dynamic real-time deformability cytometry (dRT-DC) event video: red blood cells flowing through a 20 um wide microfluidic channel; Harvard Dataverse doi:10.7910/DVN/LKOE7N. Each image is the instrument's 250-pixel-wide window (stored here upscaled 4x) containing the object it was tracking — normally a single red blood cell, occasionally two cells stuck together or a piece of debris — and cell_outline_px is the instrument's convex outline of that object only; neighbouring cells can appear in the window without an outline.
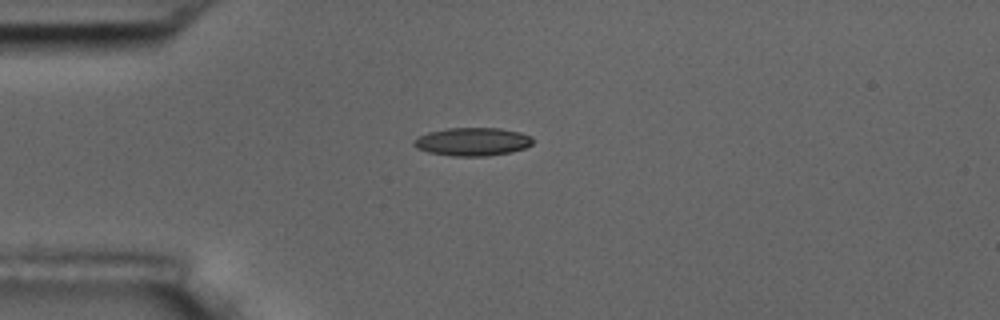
{"species": "common noctule bat (a hibernating species)", "species_latin": "Nyctalus noctula", "temperature_condition": "room temperature", "stored_images_in_passage": 43, "camera_frame_rate_fps": 3000, "um_per_image_px": 0.085, "animal": {"sex": "male", "body_mass_g": 17.5, "forearm_length_mm": 52.3}, "frame": {"image": 1, "passage_image": 1, "time_ms": 0.0, "image_size_px": [1000, 320], "cell_outline_px": [[532, 144], [524, 148], [512, 152], [488, 156], [452, 156], [428, 152], [416, 148], [412, 144], [412, 140], [428, 132], [448, 128], [500, 128], [520, 132], [532, 136]], "centroid_in_image_um": [40.15, 12.04], "position_along_channel_um": 44.8, "area_um2": 19.65}}
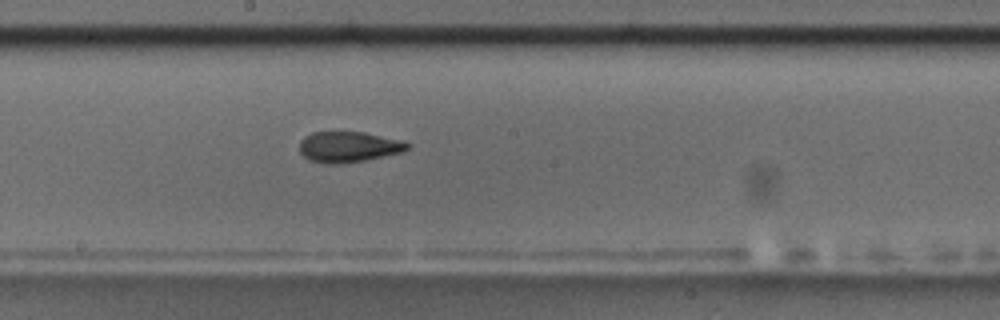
{"frame": {"image": 2, "passage_image": 17, "time_ms": 5.333, "image_size_px": [1000, 320], "cell_outline_px": [[412, 144], [404, 152], [364, 160], [340, 164], [324, 164], [308, 160], [300, 152], [300, 140], [304, 136], [312, 132], [364, 132], [404, 140]], "centroid_in_image_um": [29.64, 12.48], "position_along_channel_um": 218.6, "area_um2": 19.59}}
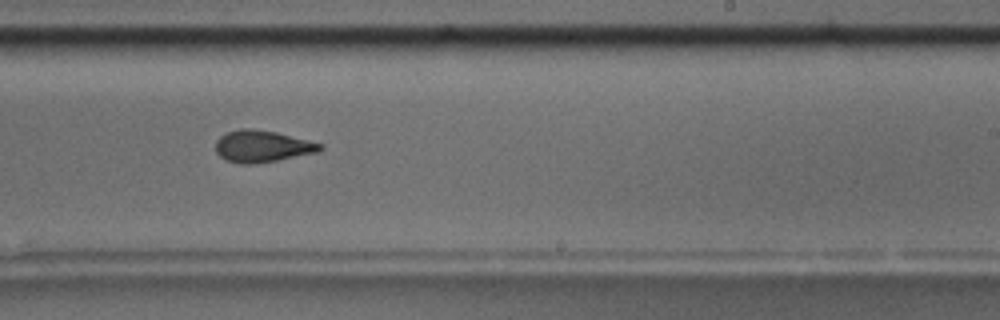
{"frame": {"image": 3, "passage_image": 21, "time_ms": 6.667, "image_size_px": [1000, 320], "cell_outline_px": [[324, 148], [316, 152], [276, 160], [248, 164], [244, 164], [228, 160], [220, 156], [216, 152], [216, 140], [220, 136], [228, 132], [240, 128], [252, 128], [276, 132], [324, 144]], "centroid_in_image_um": [22.28, 12.41], "position_along_channel_um": 266.7, "area_um2": 19.07}, "authors_computed_cell_mechanics": {"area_um2": 19.363, "velocity_mm_per_s": 3.6111, "shape_relaxation_time_tau1_ms": 9.0672, "shape_relaxation_time_tau2_ms": 3.1868, "deformation_change_tau1": 0.1957, "deformation_change_tau2": 0.1085}}